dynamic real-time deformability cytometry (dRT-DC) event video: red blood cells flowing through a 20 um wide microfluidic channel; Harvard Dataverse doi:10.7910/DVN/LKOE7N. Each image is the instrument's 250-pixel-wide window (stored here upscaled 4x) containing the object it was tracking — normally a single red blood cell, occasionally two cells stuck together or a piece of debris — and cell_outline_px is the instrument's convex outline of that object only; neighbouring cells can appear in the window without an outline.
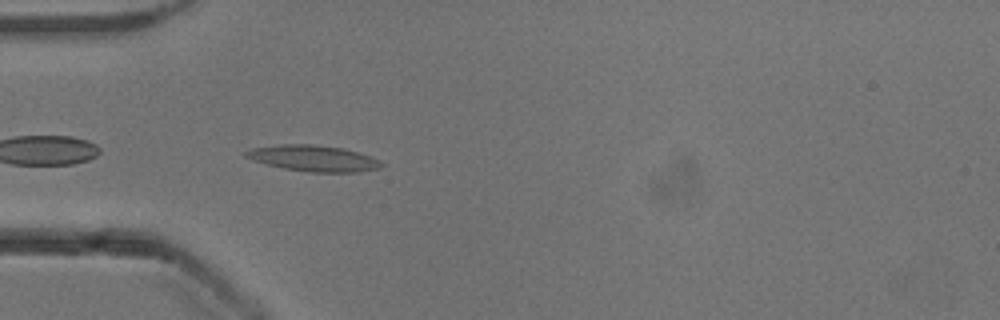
{"species": "common noctule bat (a hibernating species)", "species_latin": "Nyctalus noctula", "temperature_condition": "cold", "stored_images_in_passage": 39, "camera_frame_rate_fps": 3000, "um_per_image_px": 0.085, "animal": {"sex": "male", "body_mass_g": 13.3}, "frame": {"image": 1, "passage_image": 2, "time_ms": 0.333, "image_size_px": [1000, 320], "cell_outline_px": [[384, 164], [380, 168], [356, 172], [308, 172], [284, 168], [252, 160], [244, 156], [244, 152], [252, 148], [284, 144], [312, 144], [344, 148], [380, 160]], "centroid_in_image_um": [26.64, 13.45], "position_along_channel_um": 58.4, "area_um2": 20.4}}
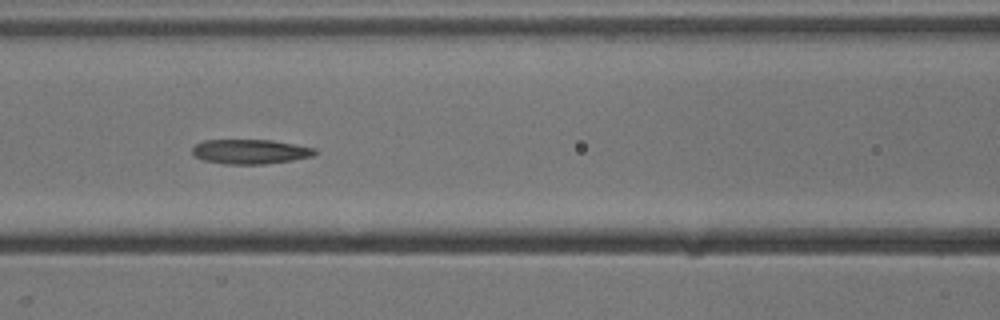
{"frame": {"image": 2, "passage_image": 9, "time_ms": 2.667, "image_size_px": [1000, 320], "cell_outline_px": [[320, 152], [312, 156], [292, 160], [264, 164], [224, 164], [204, 160], [192, 156], [192, 148], [196, 144], [204, 140], [272, 140], [316, 148]], "centroid_in_image_um": [21.27, 12.89], "position_along_channel_um": 145.3, "area_um2": 17.69}}
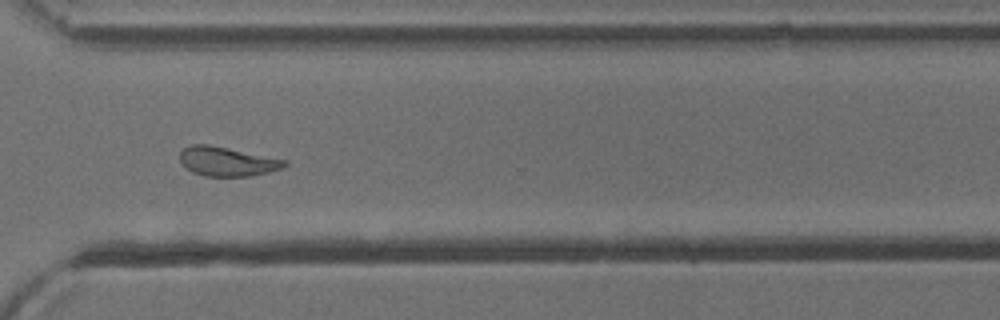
{"frame": {"image": 3, "passage_image": 25, "time_ms": 8.0, "image_size_px": [1000, 320], "cell_outline_px": [[288, 164], [284, 168], [268, 172], [248, 176], [204, 176], [192, 172], [180, 160], [180, 152], [184, 148], [192, 144], [208, 144], [288, 160]], "centroid_in_image_um": [19.34, 13.72], "position_along_channel_um": 351.3, "area_um2": 17.74}, "authors_computed_cell_mechanics": {"area_um2": 18.0336, "velocity_mm_per_s": 3.8625, "shape_relaxation_time_tau1_ms": 8.0275, "shape_relaxation_time_tau2_ms": 2.7079, "deformation_change_tau1": 0.2102, "deformation_change_tau2": 0.0951}}